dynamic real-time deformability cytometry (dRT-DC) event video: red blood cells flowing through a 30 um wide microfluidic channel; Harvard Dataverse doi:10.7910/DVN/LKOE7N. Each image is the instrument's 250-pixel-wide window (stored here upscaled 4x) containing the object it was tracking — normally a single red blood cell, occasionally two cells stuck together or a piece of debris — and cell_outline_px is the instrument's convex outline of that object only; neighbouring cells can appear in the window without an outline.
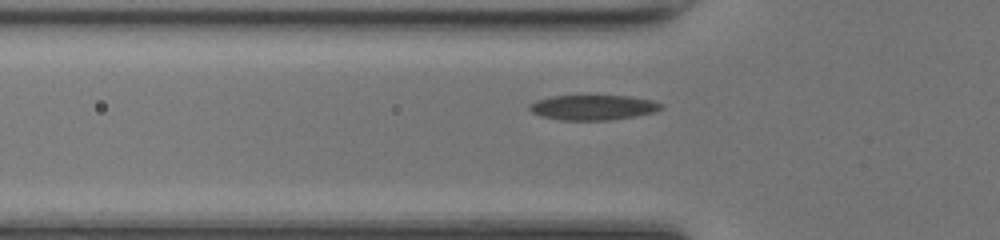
{"species": "common noctule bat (a hibernating species)", "species_latin": "Nyctalus noctula", "temperature_condition": "room temperature", "stored_images_in_passage": 35, "camera_frame_rate_fps": 3000, "um_per_image_px": 0.085, "animal": {"sex": "female", "body_mass_g": 17.0, "forearm_length_mm": 48.0}, "frame": {"image": 1, "passage_image": 11, "time_ms": 3.333, "image_size_px": [1000, 240], "cell_outline_px": [[664, 108], [656, 112], [636, 116], [608, 120], [560, 120], [540, 116], [532, 112], [528, 108], [528, 104], [536, 100], [552, 96], [628, 96], [652, 100], [664, 104]], "centroid_in_image_um": [50.42, 9.13], "position_along_channel_um": 75.4, "area_um2": 19.36}}
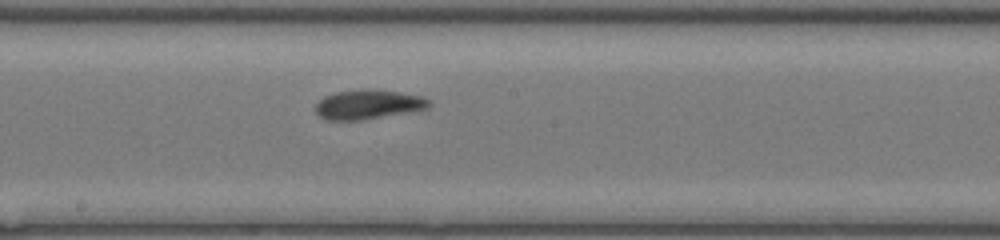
{"frame": {"image": 2, "passage_image": 21, "time_ms": 6.667, "image_size_px": [1000, 240], "cell_outline_px": [[432, 104], [428, 108], [408, 112], [364, 120], [328, 120], [320, 116], [316, 112], [316, 104], [324, 96], [336, 92], [400, 92], [420, 96], [432, 100]], "centroid_in_image_um": [31.33, 8.93], "position_along_channel_um": 216.9, "area_um2": 18.61}}
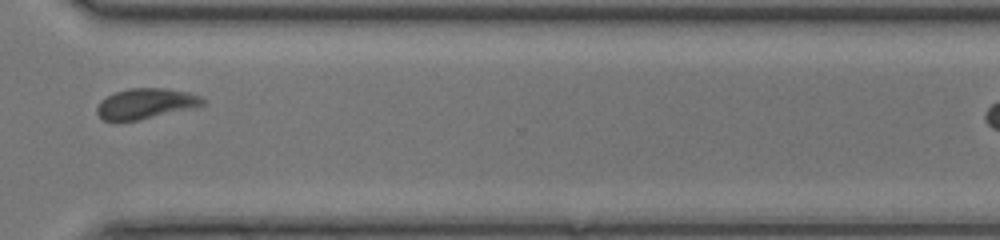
{"frame": {"image": 3, "passage_image": 31, "time_ms": 10.0, "image_size_px": [1000, 240], "cell_outline_px": [[208, 100], [204, 104], [188, 108], [136, 120], [104, 120], [96, 112], [96, 108], [100, 100], [116, 92], [128, 88], [168, 88], [188, 92], [200, 96]], "centroid_in_image_um": [12.37, 8.77], "position_along_channel_um": 358.2, "area_um2": 18.32}}